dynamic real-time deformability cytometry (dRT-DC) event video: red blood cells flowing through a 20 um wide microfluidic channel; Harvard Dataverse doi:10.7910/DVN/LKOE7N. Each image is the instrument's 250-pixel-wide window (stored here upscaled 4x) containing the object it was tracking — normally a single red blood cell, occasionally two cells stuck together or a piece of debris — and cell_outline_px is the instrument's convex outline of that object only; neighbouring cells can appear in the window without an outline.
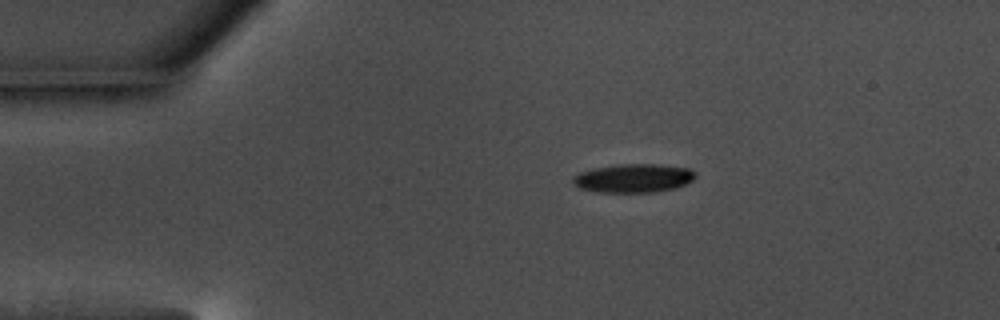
{"species": "common noctule bat (a hibernating species)", "species_latin": "Nyctalus noctula", "temperature_condition": "warm", "stored_images_in_passage": 47, "camera_frame_rate_fps": 3000, "um_per_image_px": 0.085, "animal": {"sex": "male", "body_mass_g": 17.5, "forearm_length_mm": 52.3}, "frame": {"image": 1, "passage_image": 1, "time_ms": 0.0, "image_size_px": [1000, 320], "cell_outline_px": [[696, 176], [692, 180], [684, 184], [672, 188], [652, 192], [596, 192], [580, 188], [572, 184], [572, 176], [580, 172], [592, 168], [620, 164], [656, 164], [688, 168], [696, 172]], "centroid_in_image_um": [53.79, 15.14], "position_along_channel_um": 31.2, "area_um2": 20.4}}
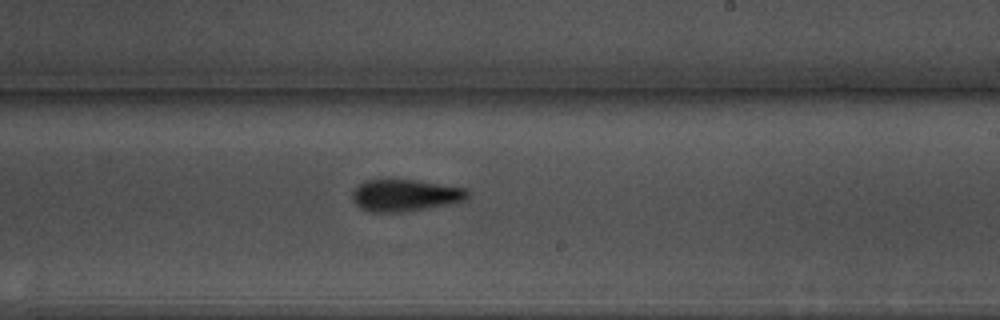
{"frame": {"image": 2, "passage_image": 24, "time_ms": 7.667, "image_size_px": [1000, 320], "cell_outline_px": [[468, 196], [464, 200], [448, 204], [400, 212], [368, 212], [360, 208], [352, 200], [352, 192], [364, 180], [416, 180], [468, 188]], "centroid_in_image_um": [34.41, 16.6], "position_along_channel_um": 254.6, "area_um2": 21.27}}
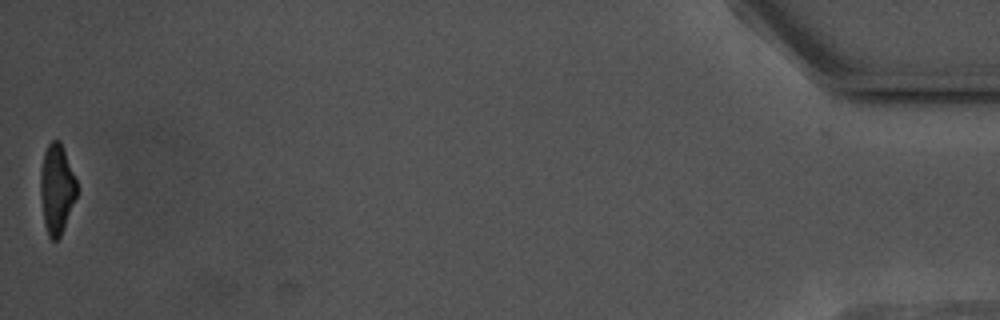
{"frame": {"image": 3, "passage_image": 47, "time_ms": 15.333, "image_size_px": [1000, 320], "cell_outline_px": [[80, 192], [60, 236], [56, 240], [52, 240], [48, 236], [44, 224], [40, 196], [40, 168], [44, 152], [48, 144], [52, 140], [60, 140], [64, 148], [76, 180]], "centroid_in_image_um": [4.83, 16.05], "position_along_channel_um": 430.4, "area_um2": 19.48}, "authors_computed_cell_mechanics": {"area_um2": 21.1548, "velocity_mm_per_s": 3.5718, "shape_relaxation_time_tau1_ms": 3.8073, "shape_relaxation_time_tau2_ms": 4.4165, "deformation_change_tau1": 0.14, "deformation_change_tau2": 0.1393}}